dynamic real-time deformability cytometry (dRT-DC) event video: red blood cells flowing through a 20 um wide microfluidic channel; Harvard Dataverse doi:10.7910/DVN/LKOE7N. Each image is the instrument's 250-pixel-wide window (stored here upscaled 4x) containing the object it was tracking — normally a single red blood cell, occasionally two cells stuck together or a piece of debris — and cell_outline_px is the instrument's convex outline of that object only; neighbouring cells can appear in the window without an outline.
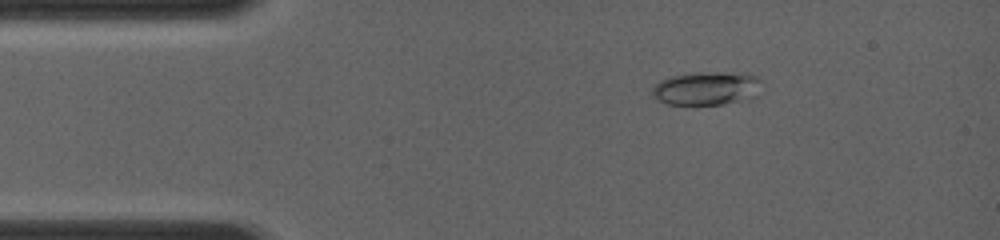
{"species": "common noctule bat (a hibernating species)", "species_latin": "Nyctalus noctula", "temperature_condition": "room temperature", "stored_images_in_passage": 5, "camera_frame_rate_fps": 4000, "um_per_image_px": 0.085, "animal": {"sex": "female", "body_mass_g": 19.0, "forearm_length_mm": 56.7}, "frame": {"image": 1, "passage_image": 2, "time_ms": 1.0, "image_size_px": [1000, 240], "cell_outline_px": [[760, 80], [756, 96], [724, 104], [668, 104], [652, 96], [652, 88], [660, 80], [668, 76], [700, 72], [740, 72], [756, 76]], "centroid_in_image_um": [60.03, 7.49], "position_along_channel_um": 25.0, "area_um2": 21.21}}
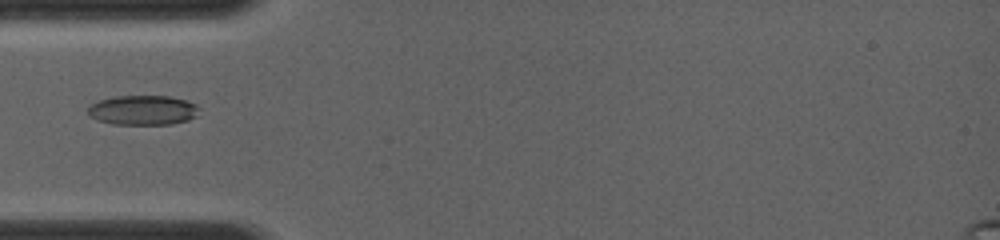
{"frame": {"image": 2, "passage_image": 4, "time_ms": 3.25, "image_size_px": [1000, 240], "cell_outline_px": [[200, 108], [196, 116], [188, 120], [172, 124], [112, 124], [100, 120], [92, 116], [88, 112], [88, 108], [92, 104], [100, 100], [112, 96], [168, 96], [188, 100], [196, 104]], "centroid_in_image_um": [12.2, 9.35], "position_along_channel_um": 72.8, "area_um2": 19.19}}
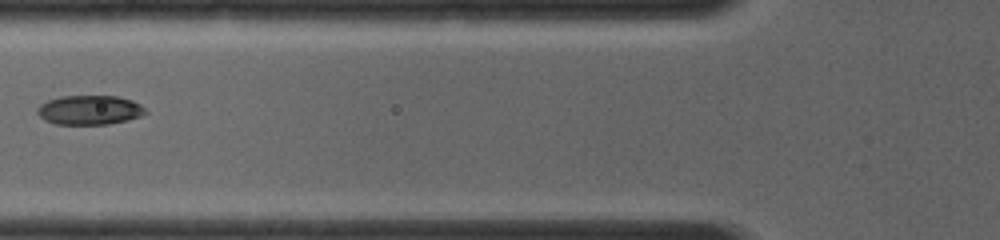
{"frame": {"image": 3, "passage_image": 5, "time_ms": 4.25, "image_size_px": [1000, 240], "cell_outline_px": [[148, 112], [140, 116], [128, 120], [108, 124], [56, 124], [44, 120], [36, 112], [36, 108], [40, 104], [48, 100], [60, 96], [116, 96], [132, 100], [140, 104]], "centroid_in_image_um": [7.59, 9.35], "position_along_channel_um": 118.2, "area_um2": 18.55}}